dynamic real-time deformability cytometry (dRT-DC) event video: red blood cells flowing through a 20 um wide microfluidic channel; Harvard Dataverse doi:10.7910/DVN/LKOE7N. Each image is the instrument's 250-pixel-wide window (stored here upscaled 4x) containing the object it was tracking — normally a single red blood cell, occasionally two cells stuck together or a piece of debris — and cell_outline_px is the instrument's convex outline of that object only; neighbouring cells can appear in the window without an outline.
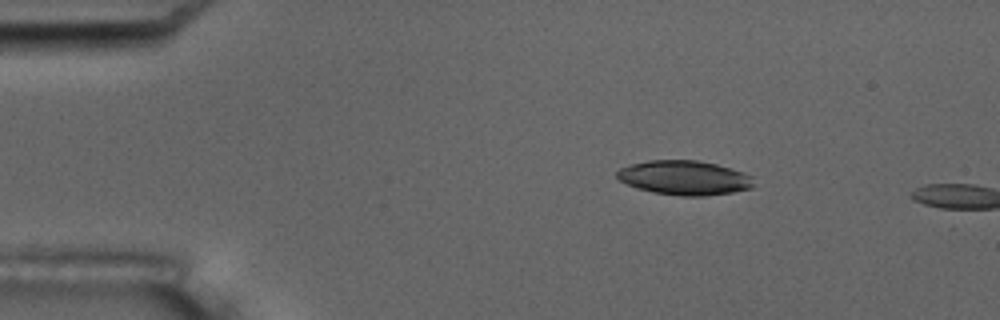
{"species": "common noctule bat (a hibernating species)", "species_latin": "Nyctalus noctula", "temperature_condition": "room temperature", "stored_images_in_passage": 4, "camera_frame_rate_fps": 3000, "um_per_image_px": 0.085, "animal": {"sex": "male", "body_mass_g": 17.5, "forearm_length_mm": 52.3}, "frame": {"image": 1, "passage_image": 3, "time_ms": 2.333, "image_size_px": [1000, 320], "cell_outline_px": [[752, 188], [732, 192], [704, 196], [680, 196], [652, 192], [636, 188], [620, 180], [616, 176], [616, 172], [620, 168], [628, 164], [648, 160], [696, 160], [716, 164], [752, 176]], "centroid_in_image_um": [58.11, 15.11], "position_along_channel_um": 26.9, "area_um2": 27.28}}